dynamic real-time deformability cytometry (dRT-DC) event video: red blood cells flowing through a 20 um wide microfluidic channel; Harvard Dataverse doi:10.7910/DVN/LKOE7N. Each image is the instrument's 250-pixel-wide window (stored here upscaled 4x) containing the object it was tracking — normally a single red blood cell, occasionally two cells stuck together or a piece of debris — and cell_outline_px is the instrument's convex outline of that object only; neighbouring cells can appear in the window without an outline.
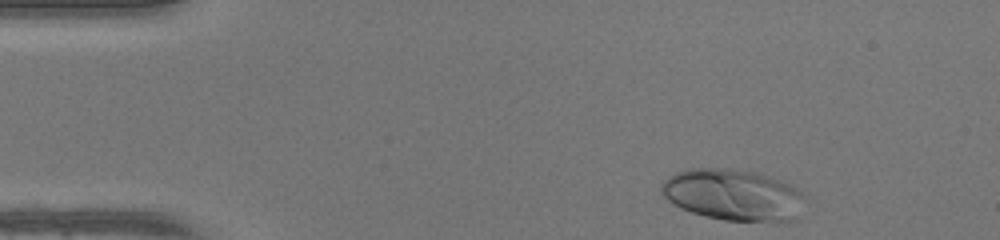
{"species": "human", "species_latin": "Homo sapiens", "temperature_condition": "warm", "stored_images_in_passage": 43, "camera_frame_rate_fps": 3000, "um_per_image_px": 0.085, "donor": {"sex": "female"}, "frame": {"image": 1, "passage_image": 1, "time_ms": 0.0, "image_size_px": [1000, 240], "cell_outline_px": [[808, 200], [796, 220], [724, 220], [692, 212], [680, 208], [668, 200], [660, 192], [660, 184], [668, 176], [676, 172], [688, 168], [728, 168], [756, 172], [792, 184], [808, 196]], "centroid_in_image_um": [62.36, 16.54], "position_along_channel_um": 22.6, "area_um2": 43.41}}
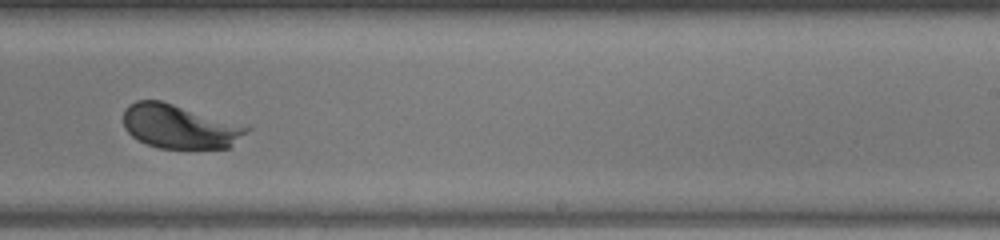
{"frame": {"image": 2, "passage_image": 25, "time_ms": 8.0, "image_size_px": [1000, 240], "cell_outline_px": [[252, 128], [248, 132], [228, 148], [156, 148], [132, 136], [124, 128], [124, 108], [128, 104], [136, 100], [160, 100]], "centroid_in_image_um": [15.21, 10.75], "position_along_channel_um": 273.8, "area_um2": 31.15}}
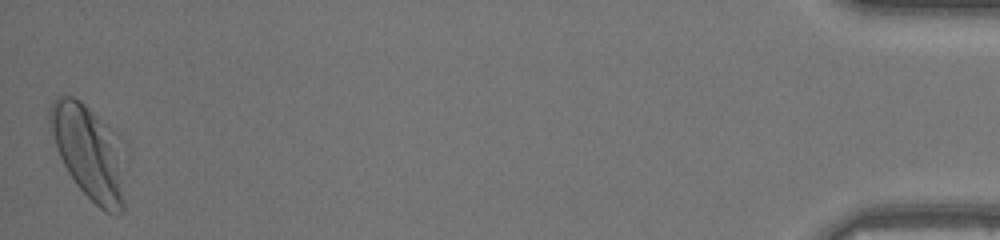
{"frame": {"image": 3, "passage_image": 43, "time_ms": 14.0, "image_size_px": [1000, 240], "cell_outline_px": [[124, 208], [120, 212], [104, 212], [76, 184], [68, 172], [56, 148], [48, 128], [48, 112], [52, 100], [56, 96], [72, 96], [80, 100], [104, 124], [120, 164], [124, 200]], "centroid_in_image_um": [7.38, 12.92], "position_along_channel_um": 427.8, "area_um2": 38.78}, "authors_computed_cell_mechanics": {"area_um2": 32.657, "velocity_mm_per_s": 4.1913, "shape_relaxation_time_tau1_ms": 1.3339, "shape_relaxation_time_tau2_ms": null, "deformation_change_tau1": 0.1413, "deformation_change_tau2": null}}